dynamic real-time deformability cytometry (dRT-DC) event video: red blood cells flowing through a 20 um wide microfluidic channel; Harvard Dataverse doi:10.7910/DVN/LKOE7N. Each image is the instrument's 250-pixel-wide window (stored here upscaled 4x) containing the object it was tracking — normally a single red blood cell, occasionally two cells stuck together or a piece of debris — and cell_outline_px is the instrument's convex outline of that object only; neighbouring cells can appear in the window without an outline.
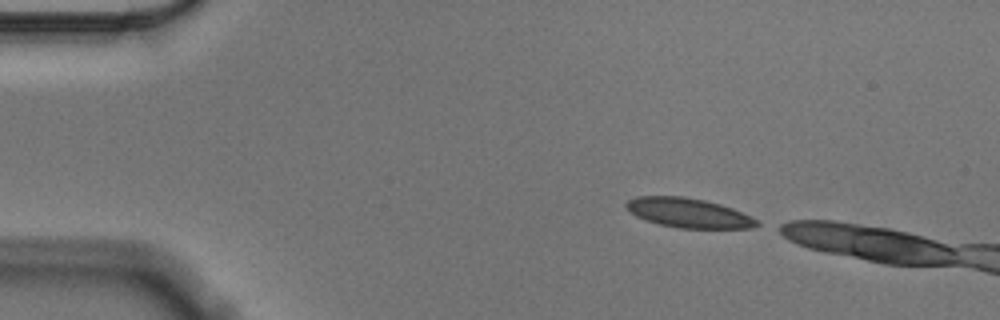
{"species": "Egyptian fruit bat (a non-hibernating species)", "species_latin": "Rousettus aegyptiacus", "temperature_condition": "cold", "stored_images_in_passage": 6, "camera_frame_rate_fps": 3000, "um_per_image_px": 0.085, "animal": {"sex": "male"}, "frame": {"image": 1, "passage_image": 1, "time_ms": 0.0, "image_size_px": [1000, 320], "cell_outline_px": [[760, 224], [752, 228], [680, 228], [660, 224], [636, 216], [624, 204], [628, 200], [636, 196], [684, 196], [704, 200], [720, 204], [732, 208], [752, 216], [760, 220]], "centroid_in_image_um": [58.57, 18.09], "position_along_channel_um": 26.4, "area_um2": 22.37}}